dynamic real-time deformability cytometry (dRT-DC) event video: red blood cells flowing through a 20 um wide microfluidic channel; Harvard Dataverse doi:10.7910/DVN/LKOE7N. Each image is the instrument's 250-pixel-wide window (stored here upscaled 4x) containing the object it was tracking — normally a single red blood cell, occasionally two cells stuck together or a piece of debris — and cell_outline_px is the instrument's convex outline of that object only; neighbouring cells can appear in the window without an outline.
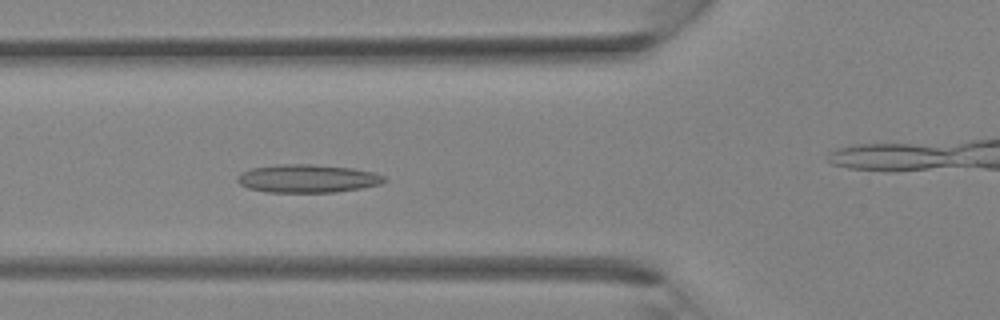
{"species": "Egyptian fruit bat (a non-hibernating species)", "species_latin": "Rousettus aegyptiacus", "temperature_condition": "room temperature", "stored_images_in_passage": 36, "camera_frame_rate_fps": 3000, "um_per_image_px": 0.085, "animal": {"sex": "female"}, "frame": {"image": 1, "passage_image": 13, "time_ms": 4.0, "image_size_px": [1000, 320], "cell_outline_px": [[388, 180], [380, 184], [360, 188], [336, 192], [268, 192], [248, 188], [240, 184], [236, 180], [236, 176], [240, 172], [248, 168], [276, 164], [312, 164], [352, 168], [372, 172], [384, 176]], "centroid_in_image_um": [26.08, 15.16], "position_along_channel_um": 99.7, "area_um2": 24.28}}
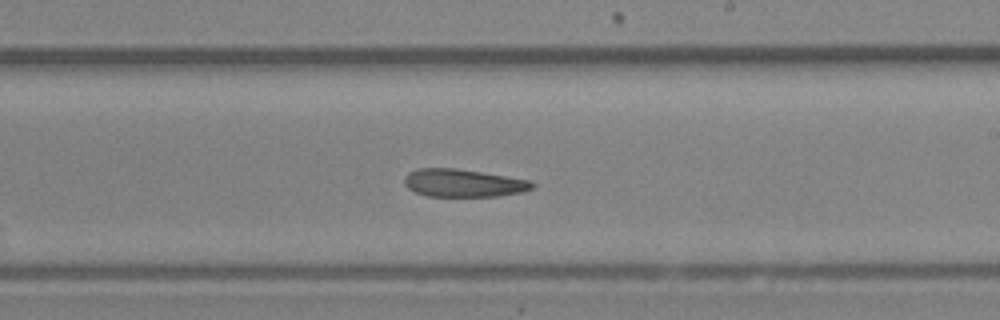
{"frame": {"image": 2, "passage_image": 21, "time_ms": 6.667, "image_size_px": [1000, 320], "cell_outline_px": [[536, 184], [532, 188], [524, 192], [496, 196], [428, 196], [416, 192], [408, 188], [404, 184], [404, 176], [408, 172], [416, 168], [456, 168], [532, 180]], "centroid_in_image_um": [39.39, 15.55], "position_along_channel_um": 249.6, "area_um2": 20.87}}
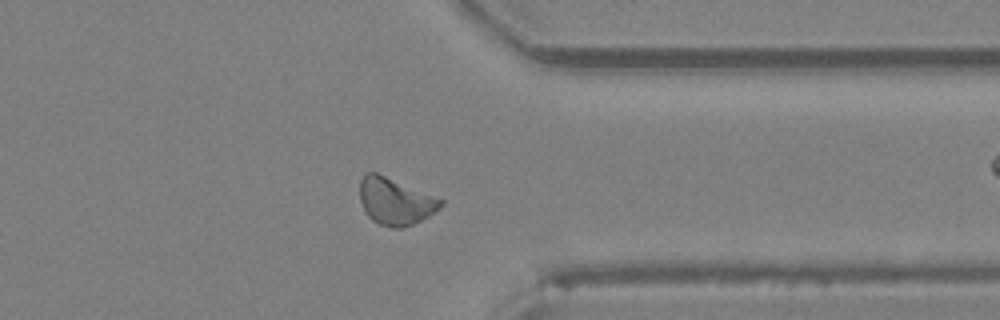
{"frame": {"image": 3, "passage_image": 28, "time_ms": 9.0, "image_size_px": [1000, 320], "cell_outline_px": [[444, 204], [440, 208], [428, 216], [412, 224], [400, 228], [392, 228], [380, 224], [372, 220], [364, 212], [360, 200], [360, 180], [364, 172], [376, 172], [444, 200]], "centroid_in_image_um": [33.57, 17.11], "position_along_channel_um": 377.8, "area_um2": 22.02}}